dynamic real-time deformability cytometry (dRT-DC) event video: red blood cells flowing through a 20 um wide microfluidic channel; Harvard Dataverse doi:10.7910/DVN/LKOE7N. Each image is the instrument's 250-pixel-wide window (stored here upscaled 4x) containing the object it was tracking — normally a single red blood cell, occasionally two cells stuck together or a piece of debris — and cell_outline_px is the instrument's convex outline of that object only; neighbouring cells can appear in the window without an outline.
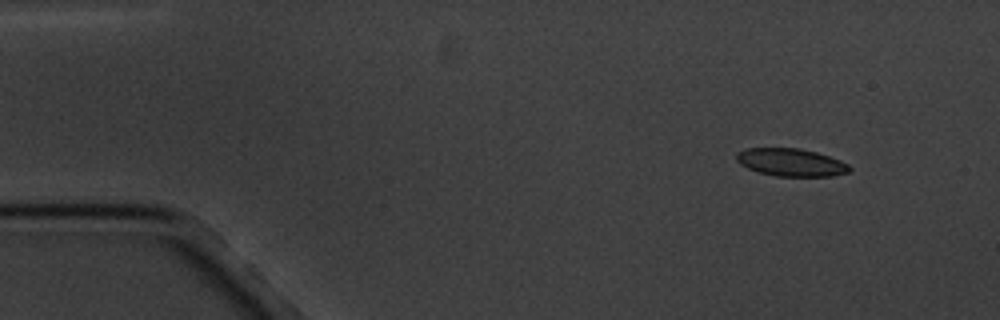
{"species": "common noctule bat (a hibernating species)", "species_latin": "Nyctalus noctula", "temperature_condition": "cold", "stored_images_in_passage": 4, "camera_frame_rate_fps": 3000, "um_per_image_px": 0.085, "animal": {"sex": "male", "body_mass_g": 20.1, "forearm_length_mm": 53.5}, "frame": {"image": 1, "passage_image": 1, "time_ms": 0.0, "image_size_px": [1000, 320], "cell_outline_px": [[852, 168], [848, 172], [832, 176], [776, 176], [756, 172], [740, 164], [736, 160], [736, 152], [744, 148], [800, 148], [816, 152], [840, 160], [848, 164]], "centroid_in_image_um": [67.2, 13.8], "position_along_channel_um": 17.8, "area_um2": 18.38}}
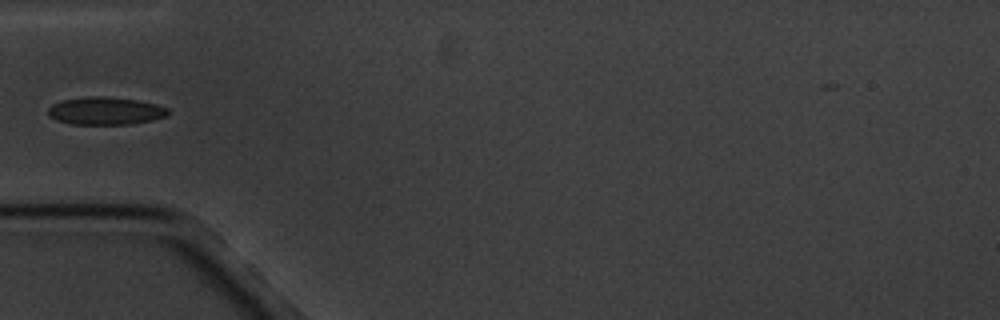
{"frame": {"image": 2, "passage_image": 4, "time_ms": 4.333, "image_size_px": [1000, 320], "cell_outline_px": [[168, 116], [152, 120], [128, 124], [68, 124], [56, 120], [48, 116], [48, 108], [52, 104], [64, 100], [88, 96], [108, 96], [136, 100], [156, 104], [168, 108]], "centroid_in_image_um": [8.94, 9.42], "position_along_channel_um": 76.1, "area_um2": 19.42}}